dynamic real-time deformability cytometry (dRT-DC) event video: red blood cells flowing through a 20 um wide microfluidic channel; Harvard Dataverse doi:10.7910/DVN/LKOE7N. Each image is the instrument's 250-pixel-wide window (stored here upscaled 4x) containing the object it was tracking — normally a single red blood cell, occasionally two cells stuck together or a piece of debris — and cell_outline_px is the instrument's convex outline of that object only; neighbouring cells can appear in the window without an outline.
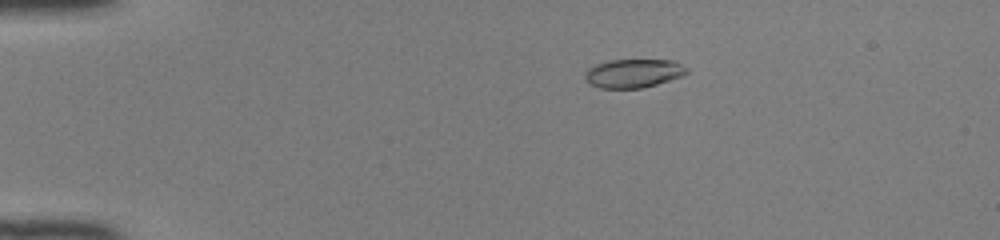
{"species": "common noctule bat (a hibernating species)", "species_latin": "Nyctalus noctula", "temperature_condition": "room temperature", "stored_images_in_passage": 50, "camera_frame_rate_fps": 3000, "um_per_image_px": 0.085, "animal": {"sex": "female", "body_mass_g": 22.0, "forearm_length_mm": 56.7}, "frame": {"image": 1, "passage_image": 11, "time_ms": 3.333, "image_size_px": [1000, 240], "cell_outline_px": [[688, 72], [680, 76], [656, 84], [640, 88], [600, 88], [588, 84], [584, 76], [588, 68], [596, 64], [608, 60], [672, 60], [688, 68]], "centroid_in_image_um": [53.79, 6.23], "position_along_channel_um": 31.2, "area_um2": 16.88}}
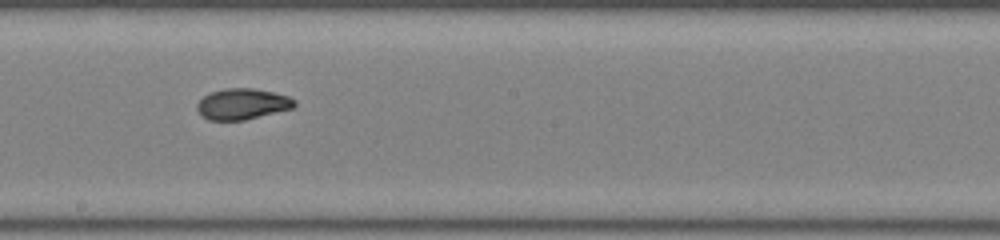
{"frame": {"image": 2, "passage_image": 30, "time_ms": 9.667, "image_size_px": [1000, 240], "cell_outline_px": [[296, 104], [292, 108], [244, 120], [208, 120], [196, 108], [196, 104], [204, 96], [212, 92], [224, 88], [252, 88], [272, 92], [288, 96], [296, 100]], "centroid_in_image_um": [20.6, 8.83], "position_along_channel_um": 227.6, "area_um2": 17.34}}
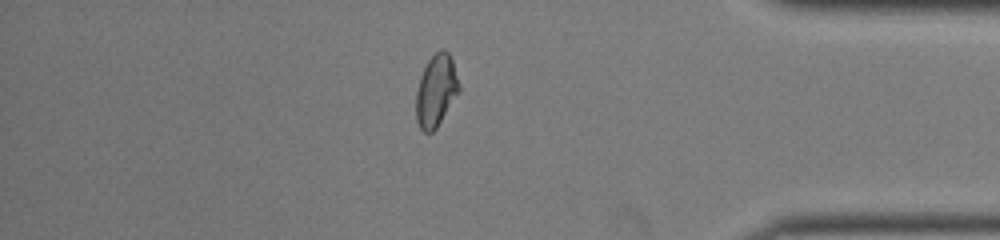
{"frame": {"image": 3, "passage_image": 44, "time_ms": 14.333, "image_size_px": [1000, 240], "cell_outline_px": [[460, 92], [436, 128], [432, 132], [424, 132], [420, 128], [416, 120], [416, 92], [420, 76], [428, 60], [440, 48], [444, 48], [448, 52], [452, 60], [460, 84]], "centroid_in_image_um": [37.07, 7.7], "position_along_channel_um": 398.1, "area_um2": 18.15}, "authors_computed_cell_mechanics": {"area_um2": 17.8602, "velocity_mm_per_s": 4.1499, "shape_relaxation_time_tau1_ms": null, "shape_relaxation_time_tau2_ms": 1.2239, "deformation_change_tau1": null, "deformation_change_tau2": 0.0479}}